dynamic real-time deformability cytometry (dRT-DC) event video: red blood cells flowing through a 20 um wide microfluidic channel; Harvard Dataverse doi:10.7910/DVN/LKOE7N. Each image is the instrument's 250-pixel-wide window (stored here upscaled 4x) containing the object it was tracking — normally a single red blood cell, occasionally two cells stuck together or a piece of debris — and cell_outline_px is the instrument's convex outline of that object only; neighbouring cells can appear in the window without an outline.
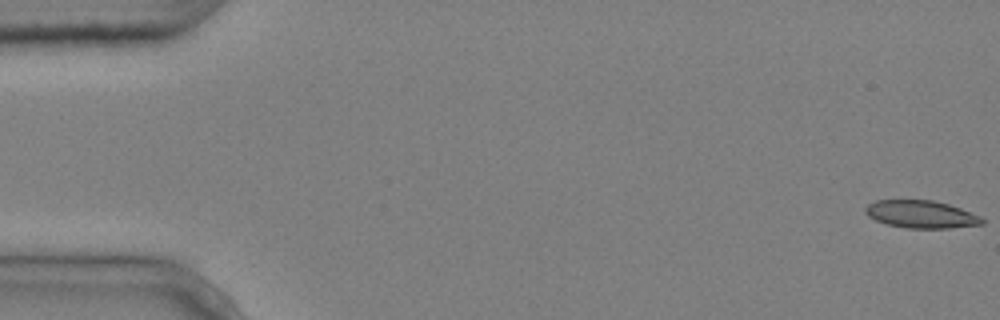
{"species": "common noctule bat (a hibernating species)", "species_latin": "Nyctalus noctula", "temperature_condition": "cold", "stored_images_in_passage": 5, "camera_frame_rate_fps": 3000, "um_per_image_px": 0.085, "animal": {"sex": "male", "body_mass_g": 20.4}, "frame": {"image": 1, "passage_image": 1, "time_ms": 0.0, "image_size_px": [1000, 320], "cell_outline_px": [[984, 224], [948, 228], [908, 228], [888, 224], [876, 220], [868, 216], [864, 212], [864, 208], [868, 204], [876, 200], [932, 200], [948, 204], [960, 208], [980, 216], [984, 220]], "centroid_in_image_um": [78.28, 18.21], "position_along_channel_um": 6.7, "area_um2": 18.67}}
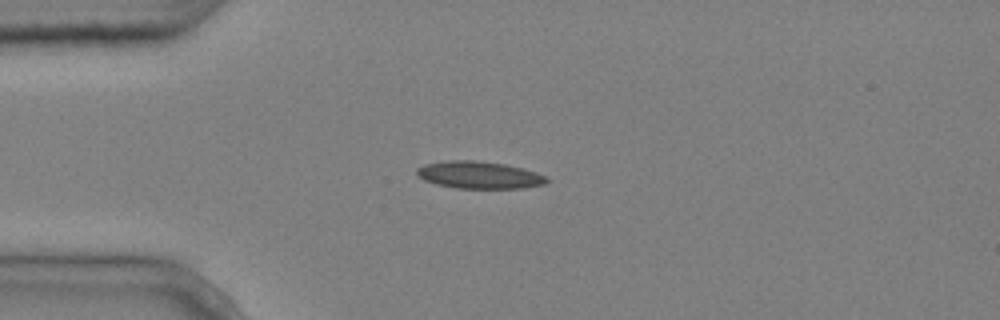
{"frame": {"image": 2, "passage_image": 5, "time_ms": 1.333, "image_size_px": [1000, 320], "cell_outline_px": [[548, 180], [544, 184], [524, 188], [456, 188], [436, 184], [424, 180], [416, 176], [416, 168], [424, 164], [448, 160], [472, 160], [504, 164], [524, 168], [536, 172], [544, 176]], "centroid_in_image_um": [40.68, 14.87], "position_along_channel_um": 44.3, "area_um2": 20.63}}